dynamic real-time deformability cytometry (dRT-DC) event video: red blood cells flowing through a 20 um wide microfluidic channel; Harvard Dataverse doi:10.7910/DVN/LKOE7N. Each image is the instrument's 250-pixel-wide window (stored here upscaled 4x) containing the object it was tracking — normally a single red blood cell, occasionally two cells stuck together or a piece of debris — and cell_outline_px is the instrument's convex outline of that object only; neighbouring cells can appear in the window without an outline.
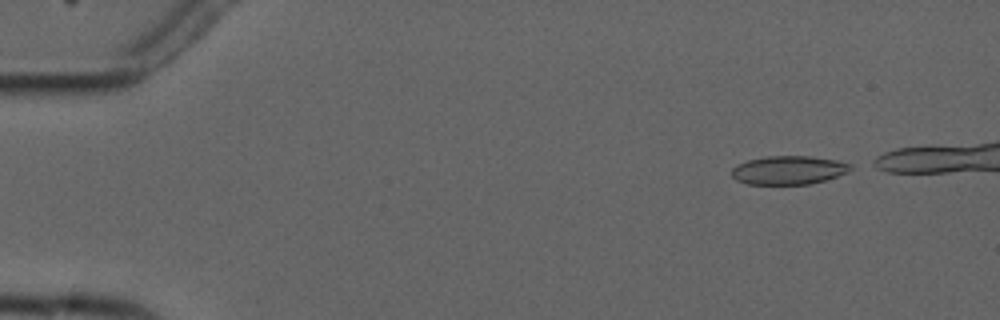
{"species": "common noctule bat (a hibernating species)", "species_latin": "Nyctalus noctula", "temperature_condition": "cold", "stored_images_in_passage": 5, "camera_frame_rate_fps": 3000, "um_per_image_px": 0.085, "animal": {"sex": "male", "forearm_length_mm": 52.5}, "frame": {"image": 1, "passage_image": 1, "time_ms": 0.0, "image_size_px": [1000, 320], "cell_outline_px": [[852, 168], [848, 172], [824, 180], [808, 184], [748, 184], [736, 180], [732, 176], [732, 168], [736, 164], [748, 160], [768, 156], [808, 156], [836, 160], [852, 164]], "centroid_in_image_um": [67.01, 14.46], "position_along_channel_um": 18.0, "area_um2": 19.71}}